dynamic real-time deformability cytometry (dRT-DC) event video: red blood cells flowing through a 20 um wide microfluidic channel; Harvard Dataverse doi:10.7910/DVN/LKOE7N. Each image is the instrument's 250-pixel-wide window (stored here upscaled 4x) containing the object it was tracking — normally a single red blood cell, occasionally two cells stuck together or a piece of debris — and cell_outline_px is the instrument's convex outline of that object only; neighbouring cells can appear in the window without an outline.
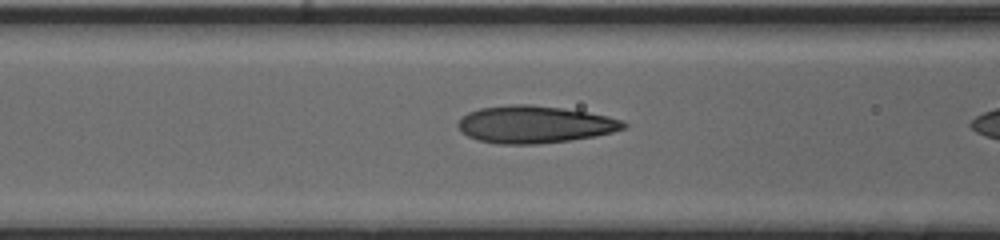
{"species": "human", "species_latin": "Homo sapiens", "temperature_condition": "cold", "stored_images_in_passage": 23, "camera_frame_rate_fps": 3000, "um_per_image_px": 0.085, "donor": {"sex": "male"}, "frame": {"image": 1, "passage_image": 22, "time_ms": 7.0, "image_size_px": [1000, 240], "cell_outline_px": [[628, 124], [624, 128], [612, 132], [596, 136], [568, 140], [536, 144], [496, 144], [476, 140], [468, 136], [456, 124], [468, 112], [480, 108], [508, 104], [532, 104], [564, 108], [588, 112], [608, 116], [624, 120]], "centroid_in_image_um": [45.46, 10.57], "position_along_channel_um": 121.1, "area_um2": 36.07}}